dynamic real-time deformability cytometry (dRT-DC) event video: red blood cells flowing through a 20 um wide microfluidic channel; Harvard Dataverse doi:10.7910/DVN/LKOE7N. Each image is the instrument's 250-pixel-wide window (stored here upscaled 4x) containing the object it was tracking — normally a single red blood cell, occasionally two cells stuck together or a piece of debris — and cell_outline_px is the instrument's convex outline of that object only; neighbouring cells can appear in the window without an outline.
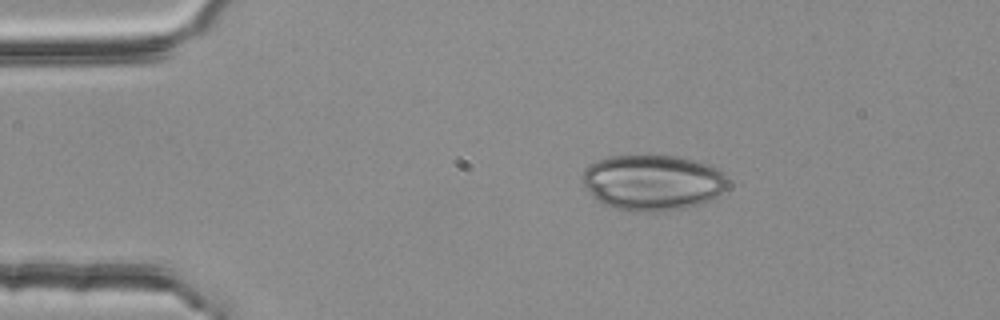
{"species": "common noctule bat (a hibernating species)", "species_latin": "Nyctalus noctula", "temperature_condition": "room temperature", "stored_images_in_passage": 2, "camera_frame_rate_fps": 3000, "um_per_image_px": 0.085, "animal": {"sex": "female", "body_mass_g": 25.1}, "frame": {"image": 1, "passage_image": 1, "time_ms": 0.0, "image_size_px": [1000, 320], "cell_outline_px": [[728, 184], [724, 192], [712, 200], [700, 204], [684, 208], [652, 212], [620, 208], [604, 204], [592, 196], [584, 188], [584, 172], [596, 160], [612, 156], [680, 156], [700, 160], [724, 172], [728, 176]], "centroid_in_image_um": [55.57, 15.5], "position_along_channel_um": 29.4, "area_um2": 47.16}}